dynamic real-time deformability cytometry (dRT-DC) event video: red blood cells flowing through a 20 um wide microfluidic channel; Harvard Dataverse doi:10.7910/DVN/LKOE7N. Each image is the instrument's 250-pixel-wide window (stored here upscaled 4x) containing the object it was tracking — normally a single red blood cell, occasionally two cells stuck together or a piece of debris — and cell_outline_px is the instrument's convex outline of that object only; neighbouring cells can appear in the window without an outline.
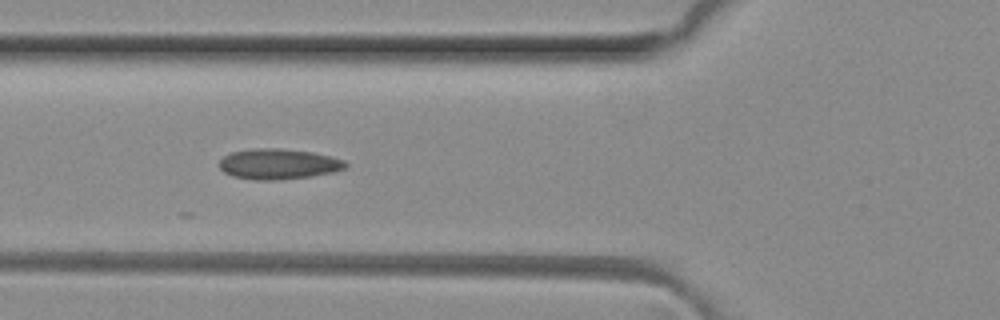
{"species": "common noctule bat (a hibernating species)", "species_latin": "Nyctalus noctula", "temperature_condition": "room temperature", "stored_images_in_passage": 5, "camera_frame_rate_fps": 3000, "um_per_image_px": 0.085, "animal": {"sex": "female", "body_mass_g": 29.2, "forearm_length_mm": 56.3}, "frame": {"image": 1, "passage_image": 3, "time_ms": 0.667, "image_size_px": [1000, 320], "cell_outline_px": [[348, 168], [332, 172], [308, 176], [272, 180], [260, 180], [232, 176], [224, 172], [220, 168], [220, 160], [224, 156], [232, 152], [256, 148], [280, 148], [312, 152], [344, 160], [348, 164]], "centroid_in_image_um": [23.67, 13.93], "position_along_channel_um": 102.1, "area_um2": 22.14}}
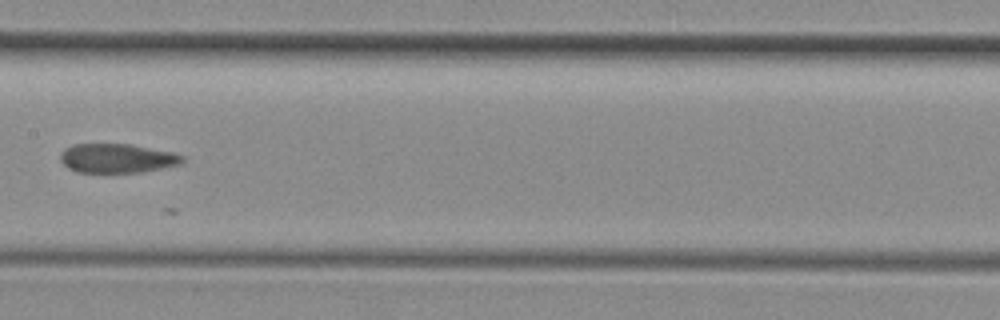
{"frame": {"image": 2, "passage_image": 5, "time_ms": 1.333, "image_size_px": [1000, 320], "cell_outline_px": [[184, 160], [180, 164], [140, 172], [76, 172], [68, 168], [60, 160], [60, 152], [64, 148], [72, 144], [132, 144], [172, 152], [184, 156]], "centroid_in_image_um": [9.92, 13.44], "position_along_channel_um": 197.5, "area_um2": 20.75}}